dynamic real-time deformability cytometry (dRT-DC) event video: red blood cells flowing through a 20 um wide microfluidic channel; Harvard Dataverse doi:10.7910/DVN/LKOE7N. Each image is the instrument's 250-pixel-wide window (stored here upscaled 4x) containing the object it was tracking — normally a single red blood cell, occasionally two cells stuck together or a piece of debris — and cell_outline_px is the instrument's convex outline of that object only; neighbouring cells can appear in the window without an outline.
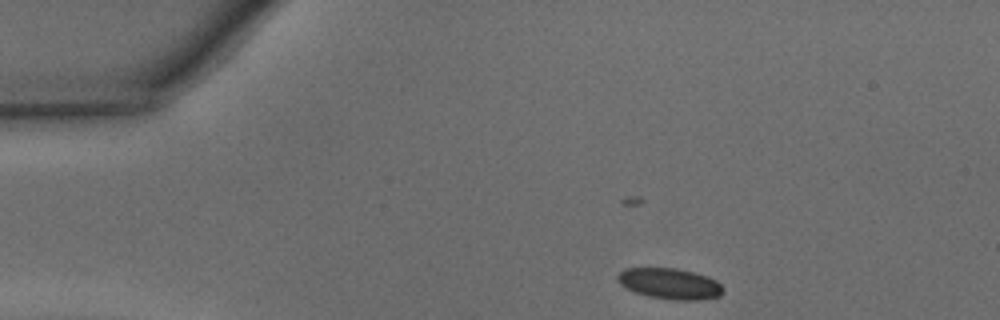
{"species": "common noctule bat (a hibernating species)", "species_latin": "Nyctalus noctula", "temperature_condition": "warm", "stored_images_in_passage": 14, "camera_frame_rate_fps": 3000, "um_per_image_px": 0.085, "animal": {"sex": "male", "body_mass_g": 15.6}, "frame": {"image": 1, "passage_image": 1, "time_ms": 0.0, "image_size_px": [1000, 320], "cell_outline_px": [[720, 296], [696, 300], [676, 300], [648, 296], [624, 288], [616, 280], [616, 276], [624, 268], [676, 268], [708, 276], [716, 280], [720, 284]], "centroid_in_image_um": [56.87, 24.1], "position_along_channel_um": 28.1, "area_um2": 18.84}}
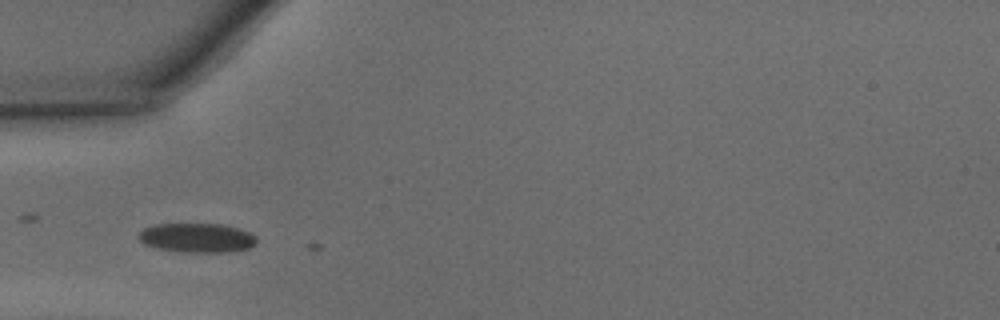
{"frame": {"image": 2, "passage_image": 8, "time_ms": 2.333, "image_size_px": [1000, 320], "cell_outline_px": [[256, 244], [248, 248], [228, 252], [188, 252], [152, 248], [144, 244], [136, 236], [144, 228], [156, 224], [220, 224], [240, 228], [252, 232], [256, 236]], "centroid_in_image_um": [16.75, 20.21], "position_along_channel_um": 68.3, "area_um2": 20.35}}
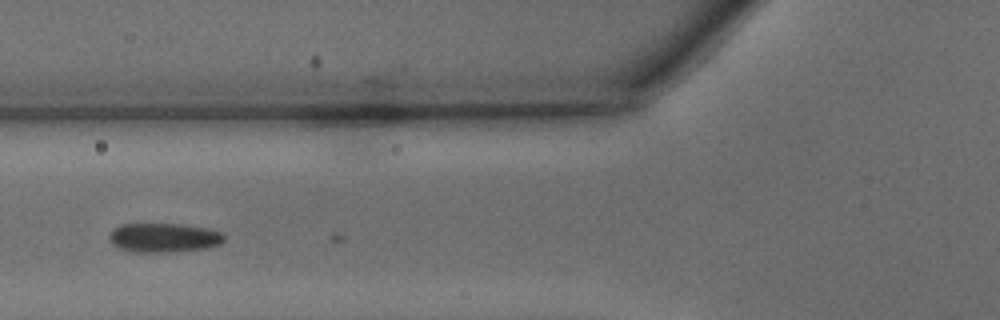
{"frame": {"image": 3, "passage_image": 11, "time_ms": 3.333, "image_size_px": [1000, 320], "cell_outline_px": [[224, 240], [220, 244], [208, 248], [168, 252], [132, 252], [120, 248], [112, 244], [108, 240], [108, 232], [112, 228], [120, 224], [184, 224], [208, 228], [224, 232]], "centroid_in_image_um": [13.9, 20.19], "position_along_channel_um": 111.9, "area_um2": 19.94}}